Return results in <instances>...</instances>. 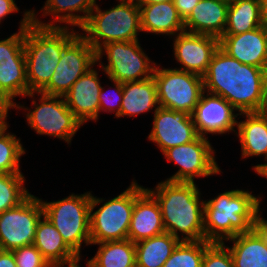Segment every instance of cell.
Returning <instances> with one entry per match:
<instances>
[{
    "instance_id": "obj_1",
    "label": "cell",
    "mask_w": 267,
    "mask_h": 267,
    "mask_svg": "<svg viewBox=\"0 0 267 267\" xmlns=\"http://www.w3.org/2000/svg\"><path fill=\"white\" fill-rule=\"evenodd\" d=\"M202 78L205 92L223 97L239 113L261 110L267 70L242 64L219 47Z\"/></svg>"
},
{
    "instance_id": "obj_2",
    "label": "cell",
    "mask_w": 267,
    "mask_h": 267,
    "mask_svg": "<svg viewBox=\"0 0 267 267\" xmlns=\"http://www.w3.org/2000/svg\"><path fill=\"white\" fill-rule=\"evenodd\" d=\"M198 187L196 182L164 180L146 188L160 206L165 231L181 241L205 240V200Z\"/></svg>"
},
{
    "instance_id": "obj_3",
    "label": "cell",
    "mask_w": 267,
    "mask_h": 267,
    "mask_svg": "<svg viewBox=\"0 0 267 267\" xmlns=\"http://www.w3.org/2000/svg\"><path fill=\"white\" fill-rule=\"evenodd\" d=\"M263 196L249 190L233 189L205 200V240L223 243L238 234L251 231L257 224Z\"/></svg>"
},
{
    "instance_id": "obj_4",
    "label": "cell",
    "mask_w": 267,
    "mask_h": 267,
    "mask_svg": "<svg viewBox=\"0 0 267 267\" xmlns=\"http://www.w3.org/2000/svg\"><path fill=\"white\" fill-rule=\"evenodd\" d=\"M79 32L74 28L29 24L24 30L28 93L41 92L49 84L63 49Z\"/></svg>"
},
{
    "instance_id": "obj_5",
    "label": "cell",
    "mask_w": 267,
    "mask_h": 267,
    "mask_svg": "<svg viewBox=\"0 0 267 267\" xmlns=\"http://www.w3.org/2000/svg\"><path fill=\"white\" fill-rule=\"evenodd\" d=\"M107 10L96 5L79 33L97 52L103 45L118 41H137L141 30L140 8L137 1L116 0Z\"/></svg>"
},
{
    "instance_id": "obj_6",
    "label": "cell",
    "mask_w": 267,
    "mask_h": 267,
    "mask_svg": "<svg viewBox=\"0 0 267 267\" xmlns=\"http://www.w3.org/2000/svg\"><path fill=\"white\" fill-rule=\"evenodd\" d=\"M43 215L62 235L65 244L76 254L81 255V246L91 245L90 241V203L91 192L71 193L57 201H44Z\"/></svg>"
},
{
    "instance_id": "obj_7",
    "label": "cell",
    "mask_w": 267,
    "mask_h": 267,
    "mask_svg": "<svg viewBox=\"0 0 267 267\" xmlns=\"http://www.w3.org/2000/svg\"><path fill=\"white\" fill-rule=\"evenodd\" d=\"M136 200V180L121 194L110 200L97 198L91 193L90 241L91 244L128 239V230ZM98 210L94 211L96 206Z\"/></svg>"
},
{
    "instance_id": "obj_8",
    "label": "cell",
    "mask_w": 267,
    "mask_h": 267,
    "mask_svg": "<svg viewBox=\"0 0 267 267\" xmlns=\"http://www.w3.org/2000/svg\"><path fill=\"white\" fill-rule=\"evenodd\" d=\"M35 94L40 97L39 100L35 98ZM27 96L33 99L30 107L32 110L27 106L25 108L20 102L15 103V110L27 111L25 118L28 127L30 126L38 135L57 137L70 145L83 124L67 107L63 96L46 95L41 92H30L25 95Z\"/></svg>"
},
{
    "instance_id": "obj_9",
    "label": "cell",
    "mask_w": 267,
    "mask_h": 267,
    "mask_svg": "<svg viewBox=\"0 0 267 267\" xmlns=\"http://www.w3.org/2000/svg\"><path fill=\"white\" fill-rule=\"evenodd\" d=\"M137 41H118L103 45L97 52V66L109 80L139 81L151 78L157 63L152 61ZM103 55L107 65L102 63Z\"/></svg>"
},
{
    "instance_id": "obj_10",
    "label": "cell",
    "mask_w": 267,
    "mask_h": 267,
    "mask_svg": "<svg viewBox=\"0 0 267 267\" xmlns=\"http://www.w3.org/2000/svg\"><path fill=\"white\" fill-rule=\"evenodd\" d=\"M156 64L153 78L159 107L192 115L204 91L200 75ZM163 68V69H162Z\"/></svg>"
},
{
    "instance_id": "obj_11",
    "label": "cell",
    "mask_w": 267,
    "mask_h": 267,
    "mask_svg": "<svg viewBox=\"0 0 267 267\" xmlns=\"http://www.w3.org/2000/svg\"><path fill=\"white\" fill-rule=\"evenodd\" d=\"M23 13L18 32L0 40V89L13 103L28 94L24 30L31 23V10Z\"/></svg>"
},
{
    "instance_id": "obj_12",
    "label": "cell",
    "mask_w": 267,
    "mask_h": 267,
    "mask_svg": "<svg viewBox=\"0 0 267 267\" xmlns=\"http://www.w3.org/2000/svg\"><path fill=\"white\" fill-rule=\"evenodd\" d=\"M209 137L198 136L190 143L167 149L163 155L167 162H173L179 169L165 179L173 182H195V178L220 174L215 149Z\"/></svg>"
},
{
    "instance_id": "obj_13",
    "label": "cell",
    "mask_w": 267,
    "mask_h": 267,
    "mask_svg": "<svg viewBox=\"0 0 267 267\" xmlns=\"http://www.w3.org/2000/svg\"><path fill=\"white\" fill-rule=\"evenodd\" d=\"M42 216L41 199L33 194L18 206L0 213V250L12 251L32 245Z\"/></svg>"
},
{
    "instance_id": "obj_14",
    "label": "cell",
    "mask_w": 267,
    "mask_h": 267,
    "mask_svg": "<svg viewBox=\"0 0 267 267\" xmlns=\"http://www.w3.org/2000/svg\"><path fill=\"white\" fill-rule=\"evenodd\" d=\"M97 65L93 47L78 34L62 51L49 84L41 91L46 95L63 96L71 86Z\"/></svg>"
},
{
    "instance_id": "obj_15",
    "label": "cell",
    "mask_w": 267,
    "mask_h": 267,
    "mask_svg": "<svg viewBox=\"0 0 267 267\" xmlns=\"http://www.w3.org/2000/svg\"><path fill=\"white\" fill-rule=\"evenodd\" d=\"M153 114L152 129L147 138L157 145L162 154L167 149L190 143L199 136L192 115L185 111L159 107Z\"/></svg>"
},
{
    "instance_id": "obj_16",
    "label": "cell",
    "mask_w": 267,
    "mask_h": 267,
    "mask_svg": "<svg viewBox=\"0 0 267 267\" xmlns=\"http://www.w3.org/2000/svg\"><path fill=\"white\" fill-rule=\"evenodd\" d=\"M206 93V94H205ZM239 112L223 97L204 92L192 114L198 135L236 133Z\"/></svg>"
},
{
    "instance_id": "obj_17",
    "label": "cell",
    "mask_w": 267,
    "mask_h": 267,
    "mask_svg": "<svg viewBox=\"0 0 267 267\" xmlns=\"http://www.w3.org/2000/svg\"><path fill=\"white\" fill-rule=\"evenodd\" d=\"M173 40L174 58L181 65L174 68L203 76L219 48V38L184 31L175 35Z\"/></svg>"
},
{
    "instance_id": "obj_18",
    "label": "cell",
    "mask_w": 267,
    "mask_h": 267,
    "mask_svg": "<svg viewBox=\"0 0 267 267\" xmlns=\"http://www.w3.org/2000/svg\"><path fill=\"white\" fill-rule=\"evenodd\" d=\"M219 47L242 64L267 70V29L263 26L242 34H223Z\"/></svg>"
},
{
    "instance_id": "obj_19",
    "label": "cell",
    "mask_w": 267,
    "mask_h": 267,
    "mask_svg": "<svg viewBox=\"0 0 267 267\" xmlns=\"http://www.w3.org/2000/svg\"><path fill=\"white\" fill-rule=\"evenodd\" d=\"M166 232L161 209L155 197L136 181V200L128 230V239L133 243Z\"/></svg>"
},
{
    "instance_id": "obj_20",
    "label": "cell",
    "mask_w": 267,
    "mask_h": 267,
    "mask_svg": "<svg viewBox=\"0 0 267 267\" xmlns=\"http://www.w3.org/2000/svg\"><path fill=\"white\" fill-rule=\"evenodd\" d=\"M102 89L97 69L91 68L82 75L63 95L65 103L75 117L84 125L99 119V95Z\"/></svg>"
},
{
    "instance_id": "obj_21",
    "label": "cell",
    "mask_w": 267,
    "mask_h": 267,
    "mask_svg": "<svg viewBox=\"0 0 267 267\" xmlns=\"http://www.w3.org/2000/svg\"><path fill=\"white\" fill-rule=\"evenodd\" d=\"M96 1L97 0H46L40 12L43 11L42 17L51 15V21H41V19L37 17L38 12L32 9L31 22L41 27L70 28L71 26V28L78 27V29H80L86 22L90 12L97 5ZM61 23L64 24L62 25Z\"/></svg>"
},
{
    "instance_id": "obj_22",
    "label": "cell",
    "mask_w": 267,
    "mask_h": 267,
    "mask_svg": "<svg viewBox=\"0 0 267 267\" xmlns=\"http://www.w3.org/2000/svg\"><path fill=\"white\" fill-rule=\"evenodd\" d=\"M245 120L237 121L236 133L241 146V157L264 156V164L253 166L256 173L267 163V119L260 112L239 113Z\"/></svg>"
},
{
    "instance_id": "obj_23",
    "label": "cell",
    "mask_w": 267,
    "mask_h": 267,
    "mask_svg": "<svg viewBox=\"0 0 267 267\" xmlns=\"http://www.w3.org/2000/svg\"><path fill=\"white\" fill-rule=\"evenodd\" d=\"M229 5L219 0H200L184 20L185 32L221 38L227 23Z\"/></svg>"
},
{
    "instance_id": "obj_24",
    "label": "cell",
    "mask_w": 267,
    "mask_h": 267,
    "mask_svg": "<svg viewBox=\"0 0 267 267\" xmlns=\"http://www.w3.org/2000/svg\"><path fill=\"white\" fill-rule=\"evenodd\" d=\"M142 32L168 35L170 38L185 31L173 0L153 4H138Z\"/></svg>"
},
{
    "instance_id": "obj_25",
    "label": "cell",
    "mask_w": 267,
    "mask_h": 267,
    "mask_svg": "<svg viewBox=\"0 0 267 267\" xmlns=\"http://www.w3.org/2000/svg\"><path fill=\"white\" fill-rule=\"evenodd\" d=\"M232 242L229 249L234 267H267V239L254 227L247 233L226 240Z\"/></svg>"
},
{
    "instance_id": "obj_26",
    "label": "cell",
    "mask_w": 267,
    "mask_h": 267,
    "mask_svg": "<svg viewBox=\"0 0 267 267\" xmlns=\"http://www.w3.org/2000/svg\"><path fill=\"white\" fill-rule=\"evenodd\" d=\"M156 83L153 78L123 83V97L120 108L121 117H135L154 109L158 110Z\"/></svg>"
},
{
    "instance_id": "obj_27",
    "label": "cell",
    "mask_w": 267,
    "mask_h": 267,
    "mask_svg": "<svg viewBox=\"0 0 267 267\" xmlns=\"http://www.w3.org/2000/svg\"><path fill=\"white\" fill-rule=\"evenodd\" d=\"M96 254L86 259V267H136L135 243L129 239L94 243Z\"/></svg>"
},
{
    "instance_id": "obj_28",
    "label": "cell",
    "mask_w": 267,
    "mask_h": 267,
    "mask_svg": "<svg viewBox=\"0 0 267 267\" xmlns=\"http://www.w3.org/2000/svg\"><path fill=\"white\" fill-rule=\"evenodd\" d=\"M33 244L49 264L69 260L76 256L65 244L55 226L44 215L37 223Z\"/></svg>"
},
{
    "instance_id": "obj_29",
    "label": "cell",
    "mask_w": 267,
    "mask_h": 267,
    "mask_svg": "<svg viewBox=\"0 0 267 267\" xmlns=\"http://www.w3.org/2000/svg\"><path fill=\"white\" fill-rule=\"evenodd\" d=\"M180 241L164 232L135 243L136 267H162Z\"/></svg>"
},
{
    "instance_id": "obj_30",
    "label": "cell",
    "mask_w": 267,
    "mask_h": 267,
    "mask_svg": "<svg viewBox=\"0 0 267 267\" xmlns=\"http://www.w3.org/2000/svg\"><path fill=\"white\" fill-rule=\"evenodd\" d=\"M260 0H237L230 4L224 34H242L261 27Z\"/></svg>"
},
{
    "instance_id": "obj_31",
    "label": "cell",
    "mask_w": 267,
    "mask_h": 267,
    "mask_svg": "<svg viewBox=\"0 0 267 267\" xmlns=\"http://www.w3.org/2000/svg\"><path fill=\"white\" fill-rule=\"evenodd\" d=\"M9 122L0 128V173H22L20 159L26 153L20 137L8 132Z\"/></svg>"
},
{
    "instance_id": "obj_32",
    "label": "cell",
    "mask_w": 267,
    "mask_h": 267,
    "mask_svg": "<svg viewBox=\"0 0 267 267\" xmlns=\"http://www.w3.org/2000/svg\"><path fill=\"white\" fill-rule=\"evenodd\" d=\"M211 244L206 240L180 241L162 267H202L205 250Z\"/></svg>"
},
{
    "instance_id": "obj_33",
    "label": "cell",
    "mask_w": 267,
    "mask_h": 267,
    "mask_svg": "<svg viewBox=\"0 0 267 267\" xmlns=\"http://www.w3.org/2000/svg\"><path fill=\"white\" fill-rule=\"evenodd\" d=\"M23 173H0V213L18 206L31 193L23 185Z\"/></svg>"
},
{
    "instance_id": "obj_34",
    "label": "cell",
    "mask_w": 267,
    "mask_h": 267,
    "mask_svg": "<svg viewBox=\"0 0 267 267\" xmlns=\"http://www.w3.org/2000/svg\"><path fill=\"white\" fill-rule=\"evenodd\" d=\"M113 82L114 89L111 91V88L105 90V86L102 87L99 95V115L101 112L114 113L115 117L120 118V108L123 97V83L109 80ZM110 89V92H109ZM113 92V93H112Z\"/></svg>"
},
{
    "instance_id": "obj_35",
    "label": "cell",
    "mask_w": 267,
    "mask_h": 267,
    "mask_svg": "<svg viewBox=\"0 0 267 267\" xmlns=\"http://www.w3.org/2000/svg\"><path fill=\"white\" fill-rule=\"evenodd\" d=\"M202 267H234L229 249L223 243H212L205 250Z\"/></svg>"
},
{
    "instance_id": "obj_36",
    "label": "cell",
    "mask_w": 267,
    "mask_h": 267,
    "mask_svg": "<svg viewBox=\"0 0 267 267\" xmlns=\"http://www.w3.org/2000/svg\"><path fill=\"white\" fill-rule=\"evenodd\" d=\"M12 252L17 267H49V262L34 244L14 249Z\"/></svg>"
},
{
    "instance_id": "obj_37",
    "label": "cell",
    "mask_w": 267,
    "mask_h": 267,
    "mask_svg": "<svg viewBox=\"0 0 267 267\" xmlns=\"http://www.w3.org/2000/svg\"><path fill=\"white\" fill-rule=\"evenodd\" d=\"M200 0H173L174 6L177 9L178 15L183 21L190 15L193 8Z\"/></svg>"
},
{
    "instance_id": "obj_38",
    "label": "cell",
    "mask_w": 267,
    "mask_h": 267,
    "mask_svg": "<svg viewBox=\"0 0 267 267\" xmlns=\"http://www.w3.org/2000/svg\"><path fill=\"white\" fill-rule=\"evenodd\" d=\"M20 8L17 6L15 0H0V24L8 15L19 12Z\"/></svg>"
},
{
    "instance_id": "obj_39",
    "label": "cell",
    "mask_w": 267,
    "mask_h": 267,
    "mask_svg": "<svg viewBox=\"0 0 267 267\" xmlns=\"http://www.w3.org/2000/svg\"><path fill=\"white\" fill-rule=\"evenodd\" d=\"M0 267H17L12 251L0 250Z\"/></svg>"
},
{
    "instance_id": "obj_40",
    "label": "cell",
    "mask_w": 267,
    "mask_h": 267,
    "mask_svg": "<svg viewBox=\"0 0 267 267\" xmlns=\"http://www.w3.org/2000/svg\"><path fill=\"white\" fill-rule=\"evenodd\" d=\"M10 109H15V103H13L0 89V111L9 117L8 112Z\"/></svg>"
},
{
    "instance_id": "obj_41",
    "label": "cell",
    "mask_w": 267,
    "mask_h": 267,
    "mask_svg": "<svg viewBox=\"0 0 267 267\" xmlns=\"http://www.w3.org/2000/svg\"><path fill=\"white\" fill-rule=\"evenodd\" d=\"M81 258H82V255H76L75 257L69 260L50 263L49 267H81L80 266Z\"/></svg>"
},
{
    "instance_id": "obj_42",
    "label": "cell",
    "mask_w": 267,
    "mask_h": 267,
    "mask_svg": "<svg viewBox=\"0 0 267 267\" xmlns=\"http://www.w3.org/2000/svg\"><path fill=\"white\" fill-rule=\"evenodd\" d=\"M261 214L262 212L259 211L256 227L262 232V234L267 239V220L266 218H263Z\"/></svg>"
},
{
    "instance_id": "obj_43",
    "label": "cell",
    "mask_w": 267,
    "mask_h": 267,
    "mask_svg": "<svg viewBox=\"0 0 267 267\" xmlns=\"http://www.w3.org/2000/svg\"><path fill=\"white\" fill-rule=\"evenodd\" d=\"M261 2V22L262 26L267 29V0H260Z\"/></svg>"
},
{
    "instance_id": "obj_44",
    "label": "cell",
    "mask_w": 267,
    "mask_h": 267,
    "mask_svg": "<svg viewBox=\"0 0 267 267\" xmlns=\"http://www.w3.org/2000/svg\"><path fill=\"white\" fill-rule=\"evenodd\" d=\"M259 112L267 119V86L264 93L263 105Z\"/></svg>"
},
{
    "instance_id": "obj_45",
    "label": "cell",
    "mask_w": 267,
    "mask_h": 267,
    "mask_svg": "<svg viewBox=\"0 0 267 267\" xmlns=\"http://www.w3.org/2000/svg\"><path fill=\"white\" fill-rule=\"evenodd\" d=\"M171 0H138L137 4H153V3H161V2H168Z\"/></svg>"
},
{
    "instance_id": "obj_46",
    "label": "cell",
    "mask_w": 267,
    "mask_h": 267,
    "mask_svg": "<svg viewBox=\"0 0 267 267\" xmlns=\"http://www.w3.org/2000/svg\"><path fill=\"white\" fill-rule=\"evenodd\" d=\"M257 174L267 179V163L257 172Z\"/></svg>"
},
{
    "instance_id": "obj_47",
    "label": "cell",
    "mask_w": 267,
    "mask_h": 267,
    "mask_svg": "<svg viewBox=\"0 0 267 267\" xmlns=\"http://www.w3.org/2000/svg\"><path fill=\"white\" fill-rule=\"evenodd\" d=\"M6 119L7 117L0 111V128L8 122Z\"/></svg>"
},
{
    "instance_id": "obj_48",
    "label": "cell",
    "mask_w": 267,
    "mask_h": 267,
    "mask_svg": "<svg viewBox=\"0 0 267 267\" xmlns=\"http://www.w3.org/2000/svg\"><path fill=\"white\" fill-rule=\"evenodd\" d=\"M219 1L230 5V4L235 3L237 0H219Z\"/></svg>"
}]
</instances>
